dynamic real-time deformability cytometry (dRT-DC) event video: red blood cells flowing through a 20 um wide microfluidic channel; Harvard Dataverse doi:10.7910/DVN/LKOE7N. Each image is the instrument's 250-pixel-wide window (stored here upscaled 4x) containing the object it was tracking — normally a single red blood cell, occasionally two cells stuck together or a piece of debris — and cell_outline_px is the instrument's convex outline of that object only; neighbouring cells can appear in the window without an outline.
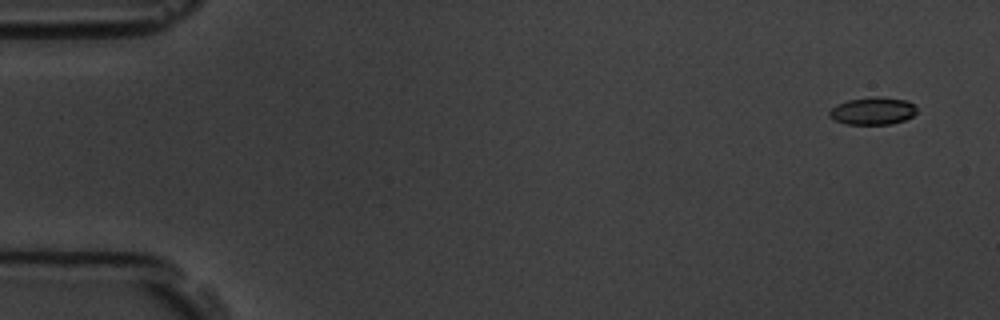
{"species": "common noctule bat (a hibernating species)", "species_latin": "Nyctalus noctula", "temperature_condition": "room temperature", "stored_images_in_passage": 6, "camera_frame_rate_fps": 3000, "um_per_image_px": 0.085, "animal": {"sex": "male", "body_mass_g": 19.5, "forearm_length_mm": 54.6}, "frame": {"image": 1, "passage_image": 1, "time_ms": 0.0, "image_size_px": [1000, 320], "cell_outline_px": [[916, 112], [912, 116], [904, 120], [892, 124], [844, 124], [828, 116], [828, 112], [836, 104], [848, 100], [876, 96], [880, 96], [908, 100], [916, 104]], "centroid_in_image_um": [74.2, 9.42], "position_along_channel_um": 10.8, "area_um2": 14.16}}
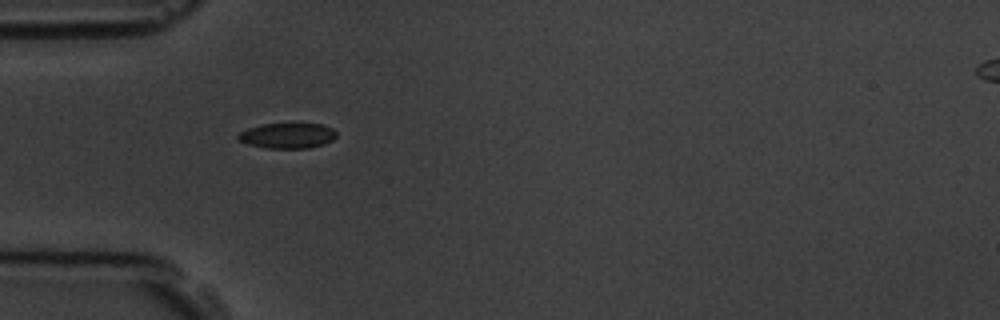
{"frame": {"image": 2, "passage_image": 5, "time_ms": 4.667, "image_size_px": [1000, 320], "cell_outline_px": [[336, 136], [332, 140], [324, 144], [308, 148], [268, 148], [248, 144], [236, 140], [236, 136], [240, 132], [248, 128], [264, 124], [320, 124], [332, 128], [336, 132]], "centroid_in_image_um": [24.41, 11.53], "position_along_channel_um": 60.6, "area_um2": 14.45}}
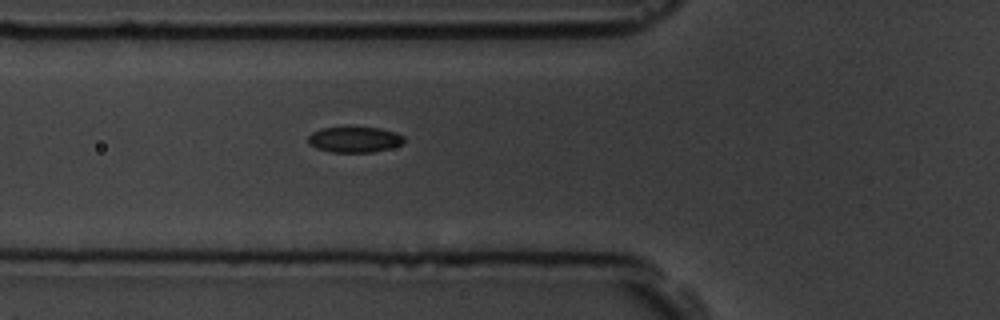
{"frame": {"image": 3, "passage_image": 6, "time_ms": 5.667, "image_size_px": [1000, 320], "cell_outline_px": [[404, 144], [372, 152], [332, 152], [316, 148], [308, 144], [308, 136], [312, 132], [320, 128], [380, 128], [396, 132], [404, 136]], "centroid_in_image_um": [30.13, 11.87], "position_along_channel_um": 95.7, "area_um2": 14.28}}